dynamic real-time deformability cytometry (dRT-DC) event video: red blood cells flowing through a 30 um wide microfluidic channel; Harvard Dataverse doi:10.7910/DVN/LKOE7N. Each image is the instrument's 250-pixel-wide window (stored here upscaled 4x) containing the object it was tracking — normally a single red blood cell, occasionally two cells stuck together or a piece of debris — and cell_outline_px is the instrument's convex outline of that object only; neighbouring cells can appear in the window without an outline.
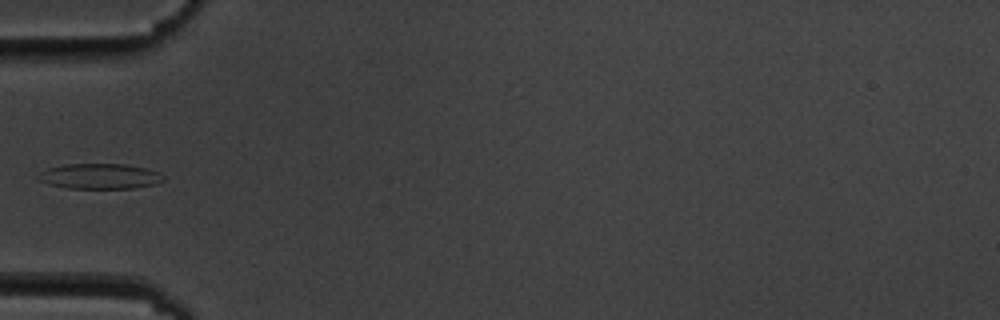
{"species": "common noctule bat (a hibernating species)", "species_latin": "Nyctalus noctula", "temperature_condition": "cold", "stored_images_in_passage": 11, "camera_frame_rate_fps": 3000, "um_per_image_px": 0.085, "animal": {"sex": "male", "body_mass_g": 19.5, "forearm_length_mm": 54.6}, "frame": {"image": 1, "passage_image": 1, "time_ms": 0.0, "image_size_px": [1000, 320], "cell_outline_px": [[164, 180], [156, 184], [136, 188], [68, 188], [52, 184], [40, 180], [36, 176], [40, 172], [48, 168], [64, 164], [124, 164], [148, 168], [160, 172], [164, 176]], "centroid_in_image_um": [8.54, 14.97], "position_along_channel_um": 76.5, "area_um2": 18.5}}
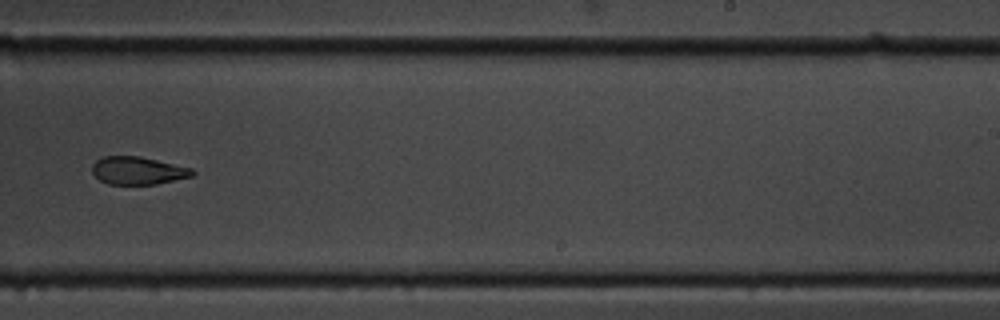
{"frame": {"image": 2, "passage_image": 6, "time_ms": 5.667, "image_size_px": [1000, 320], "cell_outline_px": [[196, 172], [192, 176], [156, 184], [108, 184], [100, 180], [92, 172], [92, 164], [96, 160], [104, 156], [140, 156], [192, 168]], "centroid_in_image_um": [11.71, 14.49], "position_along_channel_um": 277.3, "area_um2": 16.18}}
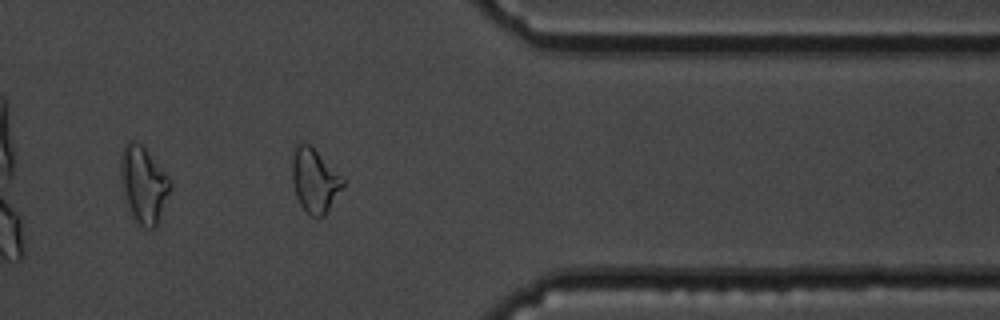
{"frame": {"image": 3, "passage_image": 9, "time_ms": 9.0, "image_size_px": [1000, 320], "cell_outline_px": [[344, 188], [324, 216], [312, 216], [300, 204], [296, 196], [292, 180], [292, 156], [296, 148], [300, 144], [308, 144], [344, 180]], "centroid_in_image_um": [26.74, 15.4], "position_along_channel_um": 384.7, "area_um2": 18.26}}